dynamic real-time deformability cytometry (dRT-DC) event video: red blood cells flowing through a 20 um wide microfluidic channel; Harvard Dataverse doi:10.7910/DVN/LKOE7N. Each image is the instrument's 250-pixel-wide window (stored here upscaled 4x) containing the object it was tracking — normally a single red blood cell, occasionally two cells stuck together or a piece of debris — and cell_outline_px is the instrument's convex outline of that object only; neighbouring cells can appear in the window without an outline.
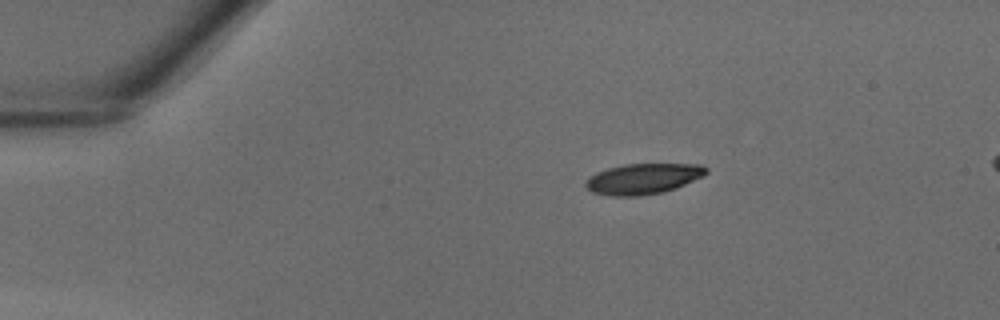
{"species": "common noctule bat (a hibernating species)", "species_latin": "Nyctalus noctula", "temperature_condition": "warm", "stored_images_in_passage": 34, "camera_frame_rate_fps": 3000, "um_per_image_px": 0.085, "animal": {"sex": "male", "body_mass_g": 18.8}, "frame": {"image": 1, "passage_image": 1, "time_ms": 0.0, "image_size_px": [1000, 320], "cell_outline_px": [[708, 172], [704, 176], [676, 188], [664, 192], [640, 196], [612, 196], [592, 192], [584, 184], [584, 180], [596, 172], [608, 168], [624, 164], [700, 164], [708, 168]], "centroid_in_image_um": [54.67, 15.19], "position_along_channel_um": 30.3, "area_um2": 21.68}}
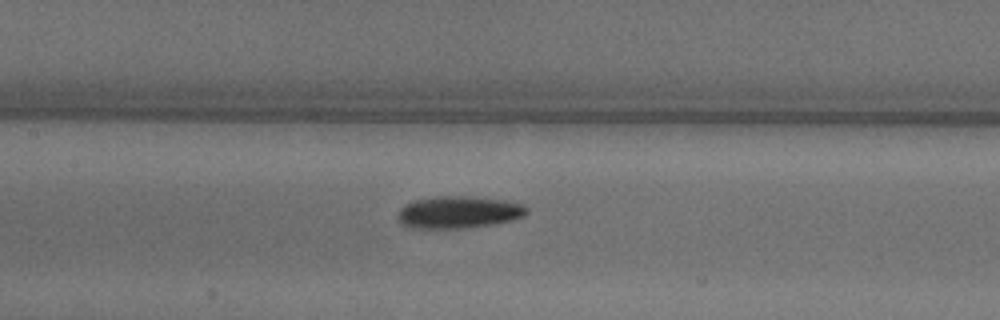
{"frame": {"image": 2, "passage_image": 13, "time_ms": 4.0, "image_size_px": [1000, 320], "cell_outline_px": [[528, 212], [524, 216], [512, 220], [492, 224], [464, 228], [416, 228], [404, 224], [400, 220], [400, 208], [404, 204], [412, 200], [436, 196], [472, 196], [504, 200], [524, 204], [528, 208]], "centroid_in_image_um": [39.03, 18.02], "position_along_channel_um": 168.4, "area_um2": 24.1}}
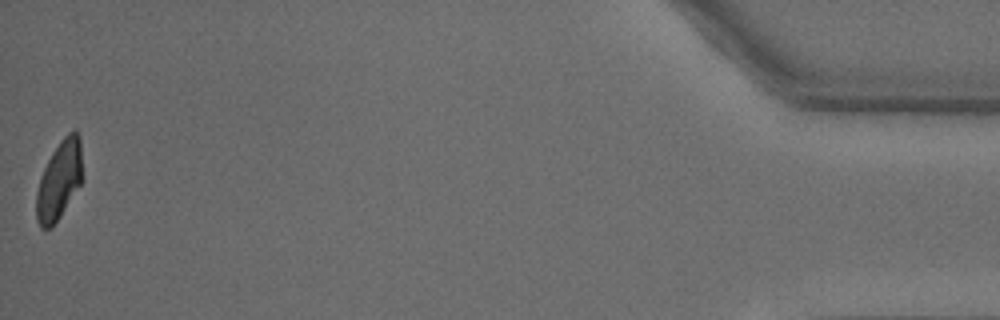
{"frame": {"image": 3, "passage_image": 34, "time_ms": 11.0, "image_size_px": [1000, 320], "cell_outline_px": [[84, 180], [60, 216], [48, 228], [40, 228], [36, 220], [36, 192], [40, 176], [52, 152], [60, 140], [68, 132], [76, 132], [80, 136]], "centroid_in_image_um": [5.06, 15.3], "position_along_channel_um": 430.1, "area_um2": 21.33}}